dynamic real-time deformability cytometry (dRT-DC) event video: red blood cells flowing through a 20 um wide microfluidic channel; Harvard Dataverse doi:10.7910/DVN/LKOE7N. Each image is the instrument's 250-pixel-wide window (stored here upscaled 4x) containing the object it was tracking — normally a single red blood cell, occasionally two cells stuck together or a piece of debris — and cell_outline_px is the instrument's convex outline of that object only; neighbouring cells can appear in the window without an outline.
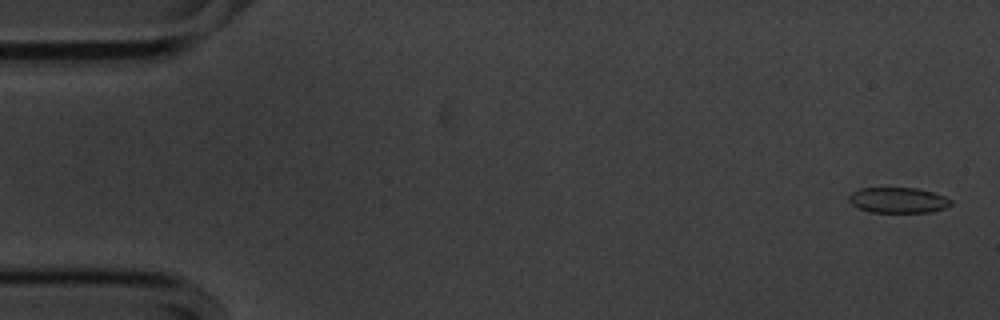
{"species": "common noctule bat (a hibernating species)", "species_latin": "Nyctalus noctula", "temperature_condition": "cold", "stored_images_in_passage": 56, "camera_frame_rate_fps": 3000, "um_per_image_px": 0.085, "animal": {"sex": "male", "body_mass_g": 20.1, "forearm_length_mm": 53.5}, "frame": {"image": 1, "passage_image": 2, "time_ms": 0.333, "image_size_px": [1000, 320], "cell_outline_px": [[952, 204], [944, 208], [932, 212], [872, 212], [860, 208], [852, 204], [848, 200], [848, 196], [852, 192], [860, 188], [916, 188], [932, 192], [944, 196], [952, 200]], "centroid_in_image_um": [76.34, 17.01], "position_along_channel_um": 8.7, "area_um2": 15.09}}
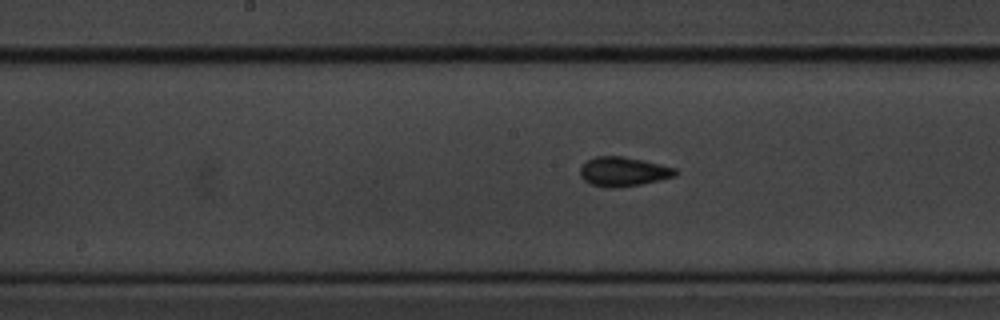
{"frame": {"image": 2, "passage_image": 28, "time_ms": 9.0, "image_size_px": [1000, 320], "cell_outline_px": [[676, 176], [660, 180], [640, 184], [612, 188], [608, 188], [592, 184], [584, 180], [580, 176], [580, 168], [588, 160], [596, 156], [624, 156], [644, 160], [676, 168]], "centroid_in_image_um": [52.98, 14.58], "position_along_channel_um": 195.2, "area_um2": 16.18}}
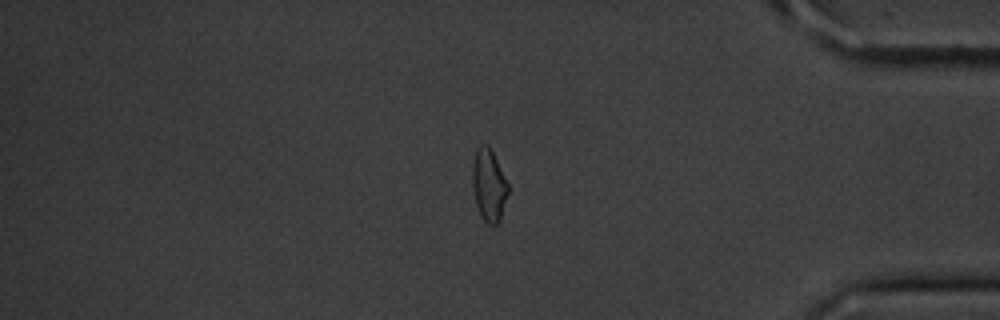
{"frame": {"image": 3, "passage_image": 47, "time_ms": 15.333, "image_size_px": [1000, 320], "cell_outline_px": [[508, 192], [500, 220], [496, 224], [488, 224], [480, 216], [476, 204], [472, 188], [472, 164], [476, 148], [480, 144], [488, 144], [508, 184]], "centroid_in_image_um": [41.52, 15.73], "position_along_channel_um": 393.7, "area_um2": 14.97}, "authors_computed_cell_mechanics": {"area_um2": 15.8661, "velocity_mm_per_s": 3.5805, "shape_relaxation_time_tau1_ms": 3.9751, "shape_relaxation_time_tau2_ms": 1.746, "deformation_change_tau1": 0.0797, "deformation_change_tau2": 0.0611}}